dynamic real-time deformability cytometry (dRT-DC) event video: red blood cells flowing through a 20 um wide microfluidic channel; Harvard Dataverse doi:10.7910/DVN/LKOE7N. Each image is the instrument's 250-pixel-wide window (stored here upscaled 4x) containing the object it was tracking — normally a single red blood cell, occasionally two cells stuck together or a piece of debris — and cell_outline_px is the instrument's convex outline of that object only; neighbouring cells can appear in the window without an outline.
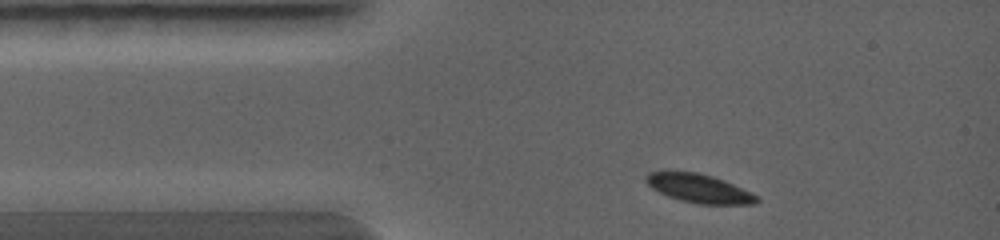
{"species": "common noctule bat (a hibernating species)", "species_latin": "Nyctalus noctula", "temperature_condition": "warm", "stored_images_in_passage": 2, "camera_frame_rate_fps": 5000, "um_per_image_px": 0.085, "animal": {"sex": "female", "body_mass_g": 19.0, "forearm_length_mm": 56.7}, "frame": {"image": 1, "passage_image": 1, "time_ms": 0.0, "image_size_px": [1000, 240], "cell_outline_px": [[760, 200], [752, 204], [696, 204], [680, 200], [668, 196], [652, 188], [644, 180], [644, 176], [648, 172], [668, 168], [696, 172], [712, 176], [724, 180], [756, 196]], "centroid_in_image_um": [59.28, 15.96], "position_along_channel_um": 25.7, "area_um2": 18.84}}